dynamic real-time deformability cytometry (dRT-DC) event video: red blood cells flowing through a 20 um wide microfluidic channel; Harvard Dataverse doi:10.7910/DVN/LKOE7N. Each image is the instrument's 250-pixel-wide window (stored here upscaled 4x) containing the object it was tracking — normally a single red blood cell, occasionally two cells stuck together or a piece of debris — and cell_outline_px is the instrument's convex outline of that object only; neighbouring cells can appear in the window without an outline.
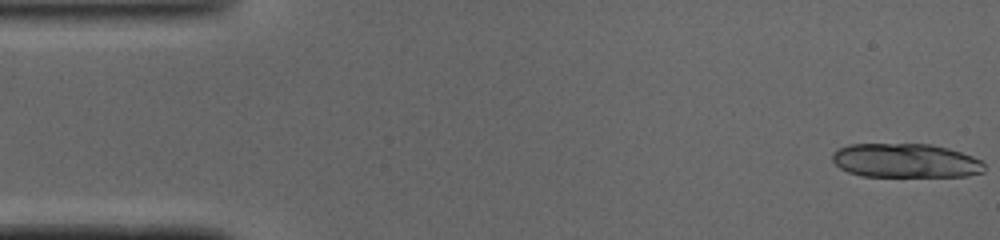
{"species": "common noctule bat (a hibernating species)", "species_latin": "Nyctalus noctula", "temperature_condition": "cold", "stored_images_in_passage": 35, "camera_frame_rate_fps": 3000, "um_per_image_px": 0.085, "animal": {"sex": "male", "body_mass_g": 19.0, "forearm_length_mm": 50.8}, "frame": {"image": 1, "passage_image": 1, "time_ms": 0.0, "image_size_px": [1000, 240], "cell_outline_px": [[984, 172], [968, 176], [860, 176], [848, 172], [840, 168], [832, 160], [832, 152], [848, 144], [928, 144], [948, 148], [972, 156], [980, 160], [984, 164]], "centroid_in_image_um": [76.96, 13.66], "position_along_channel_um": 8.0, "area_um2": 30.23}}
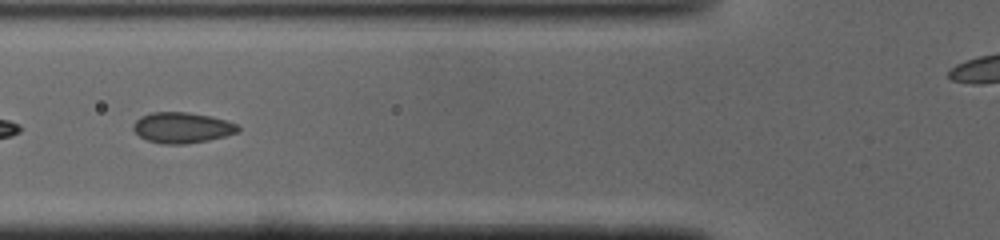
{"frame": {"image": 2, "passage_image": 18, "time_ms": 5.667, "image_size_px": [1000, 240], "cell_outline_px": [[240, 132], [208, 140], [184, 144], [164, 144], [148, 140], [140, 136], [132, 128], [132, 124], [140, 116], [152, 112], [188, 112], [212, 116], [228, 120], [236, 124], [240, 128]], "centroid_in_image_um": [15.49, 10.84], "position_along_channel_um": 110.3, "area_um2": 18.84}}
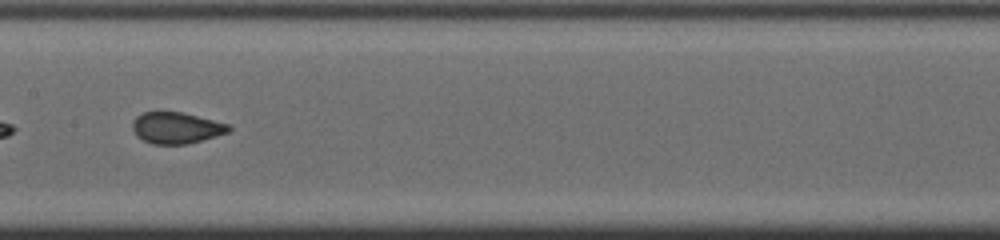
{"frame": {"image": 3, "passage_image": 24, "time_ms": 7.667, "image_size_px": [1000, 240], "cell_outline_px": [[232, 128], [228, 132], [216, 136], [188, 144], [152, 144], [136, 136], [132, 128], [132, 124], [136, 116], [144, 112], [180, 112], [228, 124]], "centroid_in_image_um": [14.96, 10.88], "position_along_channel_um": 192.4, "area_um2": 17.4}}